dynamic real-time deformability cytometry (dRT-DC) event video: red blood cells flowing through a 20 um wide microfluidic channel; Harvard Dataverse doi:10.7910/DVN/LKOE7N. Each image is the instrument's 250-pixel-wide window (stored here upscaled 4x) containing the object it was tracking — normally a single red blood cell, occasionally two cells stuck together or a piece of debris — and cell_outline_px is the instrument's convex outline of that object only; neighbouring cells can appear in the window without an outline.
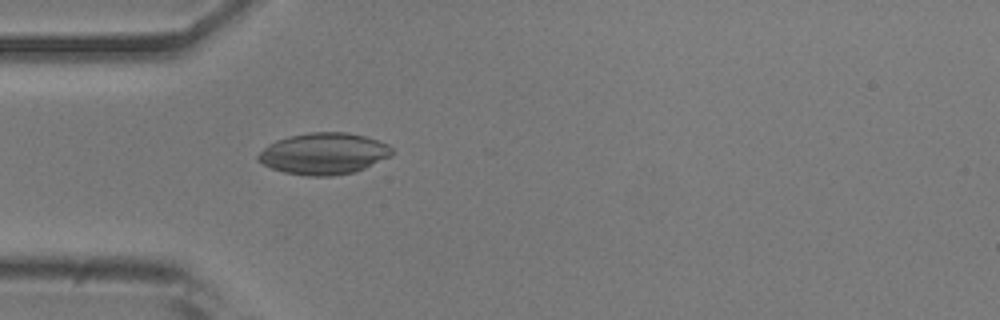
{"species": "common noctule bat (a hibernating species)", "species_latin": "Nyctalus noctula", "temperature_condition": "room temperature", "stored_images_in_passage": 21, "camera_frame_rate_fps": 3000, "um_per_image_px": 0.085, "animal": {"sex": "male", "body_mass_g": 20.5, "forearm_length_mm": 52.5}, "frame": {"image": 1, "passage_image": 15, "time_ms": 4.667, "image_size_px": [1000, 320], "cell_outline_px": [[392, 152], [388, 156], [356, 172], [332, 176], [308, 176], [284, 172], [272, 168], [256, 160], [256, 156], [268, 144], [276, 140], [288, 136], [308, 132], [348, 132], [364, 136], [388, 144], [392, 148]], "centroid_in_image_um": [27.48, 13.05], "position_along_channel_um": 57.5, "area_um2": 32.25}}
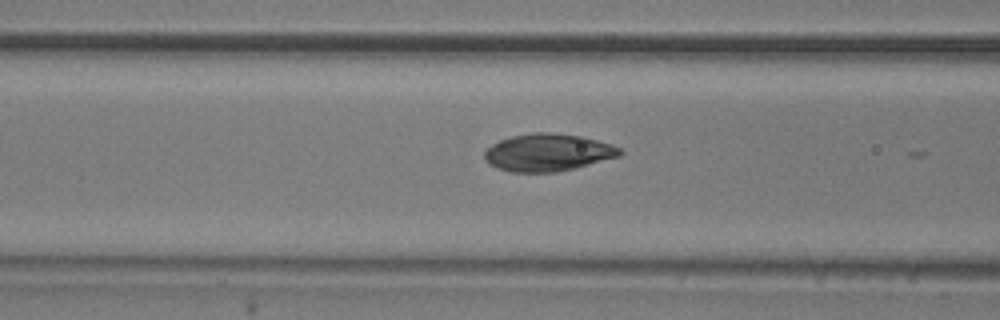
{"frame": {"image": 2, "passage_image": 20, "time_ms": 6.333, "image_size_px": [1000, 320], "cell_outline_px": [[624, 152], [620, 156], [576, 168], [556, 172], [512, 172], [496, 168], [484, 160], [484, 152], [492, 144], [500, 140], [512, 136], [532, 132], [548, 132], [584, 136], [612, 144], [620, 148]], "centroid_in_image_um": [46.59, 12.96], "position_along_channel_um": 120.0, "area_um2": 29.77}}